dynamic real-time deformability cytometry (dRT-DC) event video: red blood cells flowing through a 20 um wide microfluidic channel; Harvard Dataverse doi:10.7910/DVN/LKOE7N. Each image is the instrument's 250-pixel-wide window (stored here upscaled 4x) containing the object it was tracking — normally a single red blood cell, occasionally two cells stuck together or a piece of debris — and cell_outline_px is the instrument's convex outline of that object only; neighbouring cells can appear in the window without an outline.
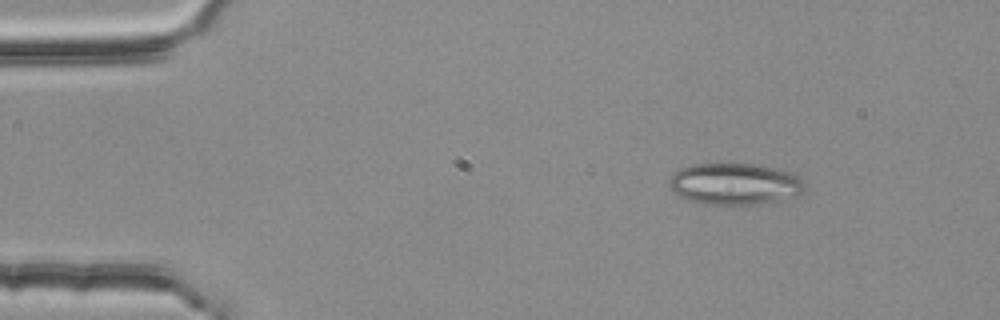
{"species": "common noctule bat (a hibernating species)", "species_latin": "Nyctalus noctula", "temperature_condition": "room temperature", "stored_images_in_passage": 54, "camera_frame_rate_fps": 3000, "um_per_image_px": 0.085, "animal": {"sex": "female", "body_mass_g": 25.1}, "frame": {"image": 1, "passage_image": 7, "time_ms": 2.0, "image_size_px": [1000, 320], "cell_outline_px": [[808, 184], [804, 192], [796, 196], [776, 200], [748, 204], [704, 204], [688, 200], [680, 196], [668, 184], [668, 180], [672, 172], [680, 168], [692, 164], [756, 164], [788, 172], [800, 176]], "centroid_in_image_um": [62.46, 15.62], "position_along_channel_um": 22.5, "area_um2": 32.77}}
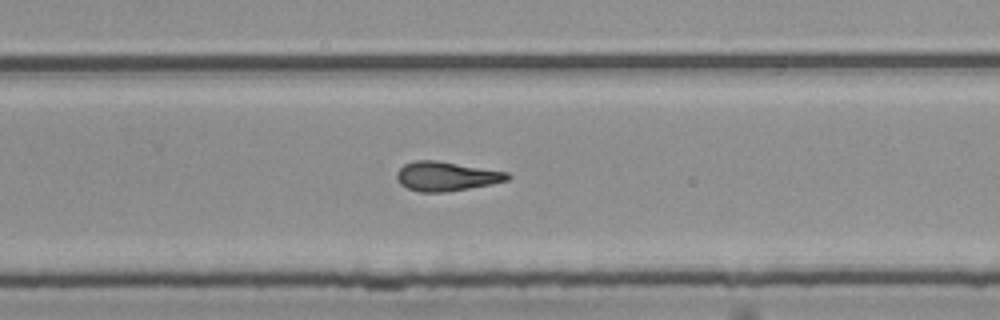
{"frame": {"image": 2, "passage_image": 35, "time_ms": 11.333, "image_size_px": [1000, 320], "cell_outline_px": [[512, 176], [508, 180], [492, 184], [444, 192], [420, 192], [408, 188], [400, 184], [396, 180], [396, 172], [404, 164], [416, 160], [436, 160], [508, 172]], "centroid_in_image_um": [37.92, 14.98], "position_along_channel_um": 291.9, "area_um2": 18.9}}
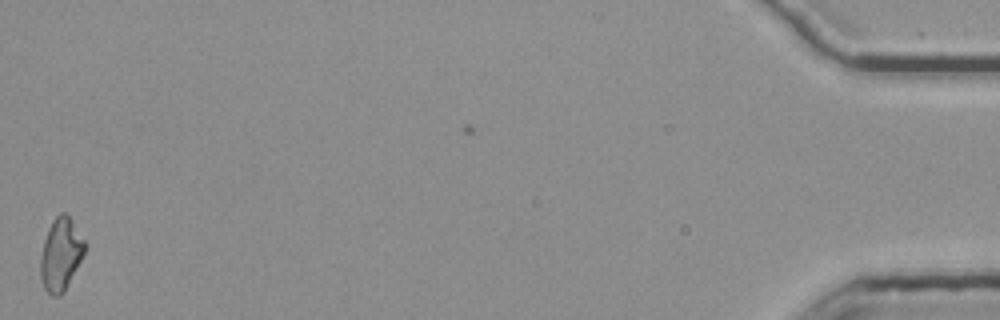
{"frame": {"image": 3, "passage_image": 54, "time_ms": 17.667, "image_size_px": [1000, 320], "cell_outline_px": [[88, 248], [64, 292], [60, 296], [52, 296], [44, 288], [40, 280], [40, 260], [44, 240], [48, 228], [52, 220], [60, 212], [64, 212], [68, 216], [88, 244]], "centroid_in_image_um": [5.18, 21.63], "position_along_channel_um": 430.0, "area_um2": 19.02}, "authors_computed_cell_mechanics": {"area_um2": 18.8717, "velocity_mm_per_s": 3.7541, "shape_relaxation_time_tau1_ms": null, "shape_relaxation_time_tau2_ms": 4.3269, "deformation_change_tau1": null, "deformation_change_tau2": 0.1532}}